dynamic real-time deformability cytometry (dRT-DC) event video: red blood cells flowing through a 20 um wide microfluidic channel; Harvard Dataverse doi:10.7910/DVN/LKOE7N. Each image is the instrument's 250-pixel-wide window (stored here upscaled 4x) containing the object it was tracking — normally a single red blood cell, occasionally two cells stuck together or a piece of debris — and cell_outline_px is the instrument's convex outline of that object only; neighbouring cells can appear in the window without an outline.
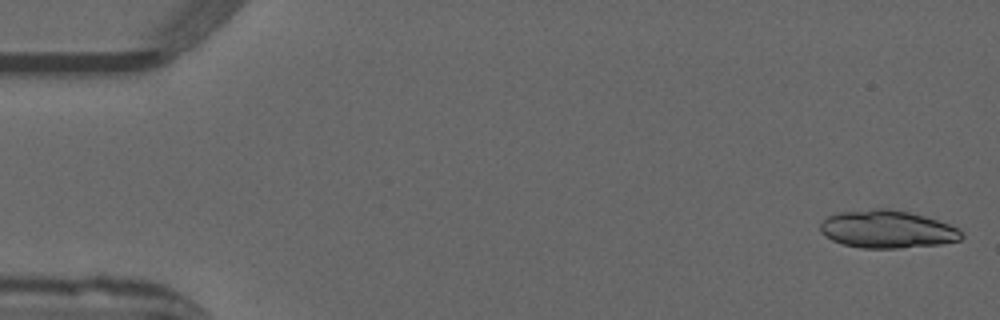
{"species": "common noctule bat (a hibernating species)", "species_latin": "Nyctalus noctula", "temperature_condition": "warm", "stored_images_in_passage": 51, "segment_of_instrument_passage": [1, 2], "camera_frame_rate_fps": 3000, "um_per_image_px": 0.085, "animal": {"sex": "male", "forearm_length_mm": 52.5}, "frame": {"image": 1, "passage_image": 1, "time_ms": 0.0, "image_size_px": [1000, 320], "cell_outline_px": [[964, 236], [960, 240], [940, 244], [900, 248], [860, 248], [844, 244], [832, 240], [824, 236], [820, 232], [820, 224], [828, 216], [840, 212], [872, 208], [888, 208], [908, 212], [924, 216], [960, 228], [964, 232]], "centroid_in_image_um": [75.42, 19.49], "position_along_channel_um": 9.6, "area_um2": 31.21}}